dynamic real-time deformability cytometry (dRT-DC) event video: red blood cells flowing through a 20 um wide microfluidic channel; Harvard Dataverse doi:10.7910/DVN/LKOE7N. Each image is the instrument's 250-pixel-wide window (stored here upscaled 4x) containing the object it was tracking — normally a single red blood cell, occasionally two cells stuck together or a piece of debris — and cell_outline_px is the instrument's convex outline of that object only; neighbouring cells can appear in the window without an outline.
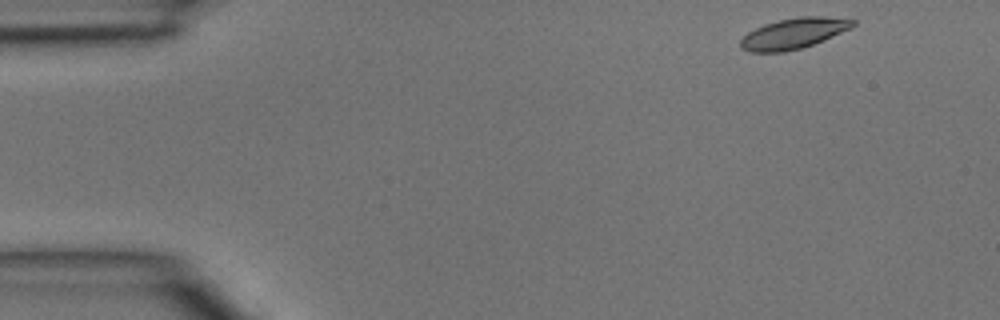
{"species": "common noctule bat (a hibernating species)", "species_latin": "Nyctalus noctula", "temperature_condition": "room temperature", "stored_images_in_passage": 42, "camera_frame_rate_fps": 3000, "um_per_image_px": 0.085, "animal": {"sex": "male", "body_mass_g": 15.6}, "frame": {"image": 1, "passage_image": 1, "time_ms": 0.0, "image_size_px": [1000, 320], "cell_outline_px": [[856, 24], [852, 28], [812, 44], [800, 48], [784, 52], [748, 52], [740, 48], [740, 40], [748, 32], [764, 24], [780, 20], [800, 16], [820, 16], [856, 20]], "centroid_in_image_um": [67.44, 2.84], "position_along_channel_um": 17.6, "area_um2": 19.88}}
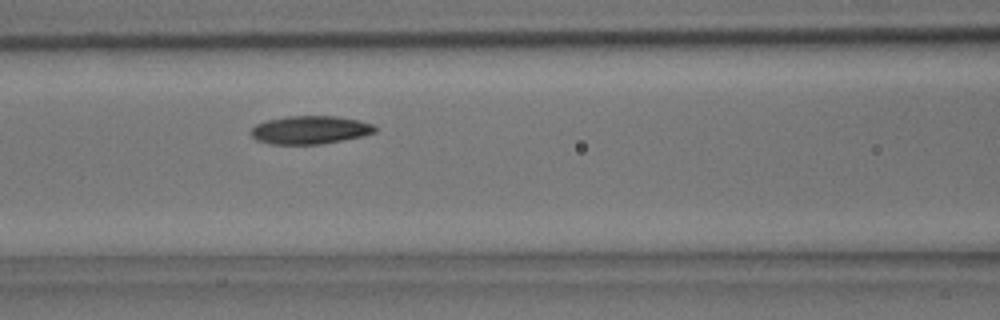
{"frame": {"image": 2, "passage_image": 16, "time_ms": 5.0, "image_size_px": [1000, 320], "cell_outline_px": [[376, 132], [364, 136], [344, 140], [320, 144], [272, 144], [256, 140], [252, 136], [252, 128], [256, 124], [268, 120], [288, 116], [336, 116], [360, 120], [372, 124], [376, 128]], "centroid_in_image_um": [26.39, 11.04], "position_along_channel_um": 140.2, "area_um2": 20.35}}
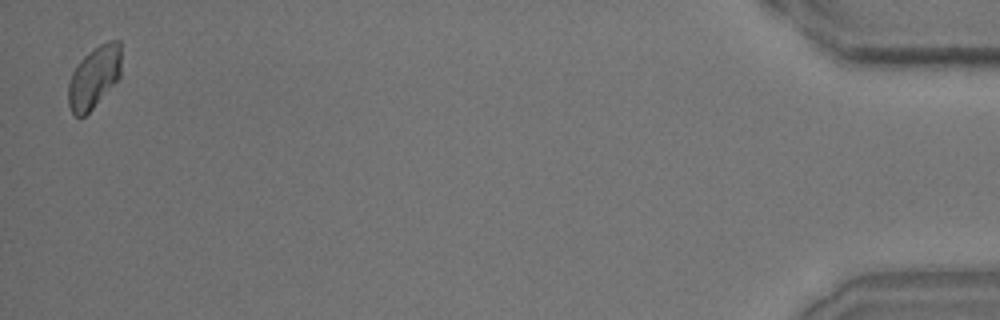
{"frame": {"image": 3, "passage_image": 42, "time_ms": 13.667, "image_size_px": [1000, 320], "cell_outline_px": [[120, 76], [92, 108], [84, 116], [76, 116], [72, 112], [68, 104], [68, 84], [72, 72], [80, 60], [84, 56], [100, 44], [108, 40], [120, 40]], "centroid_in_image_um": [7.98, 6.53], "position_along_channel_um": 427.2, "area_um2": 18.79}}